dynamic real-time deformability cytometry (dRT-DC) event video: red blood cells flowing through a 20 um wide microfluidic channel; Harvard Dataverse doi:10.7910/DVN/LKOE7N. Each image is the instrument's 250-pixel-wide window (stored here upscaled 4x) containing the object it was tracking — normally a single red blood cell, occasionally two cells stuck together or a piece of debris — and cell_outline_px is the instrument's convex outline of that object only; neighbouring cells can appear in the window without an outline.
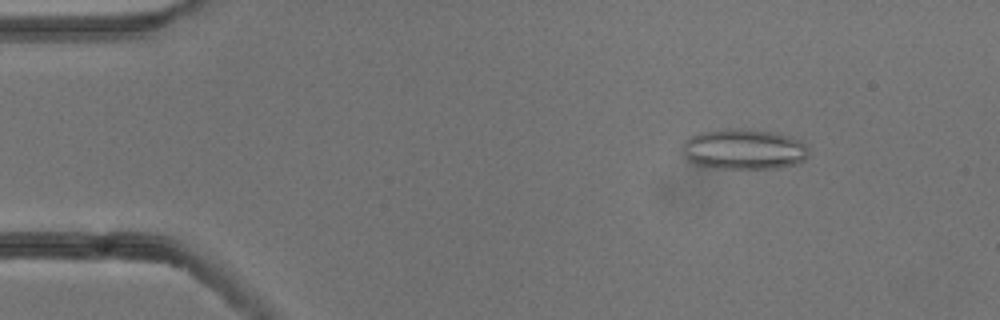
{"species": "common noctule bat (a hibernating species)", "species_latin": "Nyctalus noctula", "temperature_condition": "cold", "stored_images_in_passage": 53, "camera_frame_rate_fps": 3000, "um_per_image_px": 0.085, "animal": {"sex": "male", "body_mass_g": 13.3}, "frame": {"image": 1, "passage_image": 7, "time_ms": 2.0, "image_size_px": [1000, 320], "cell_outline_px": [[808, 156], [804, 160], [796, 164], [776, 168], [716, 168], [696, 164], [688, 160], [684, 152], [684, 140], [688, 136], [700, 132], [716, 128], [740, 128], [772, 132], [788, 136], [804, 144], [808, 148]], "centroid_in_image_um": [63.19, 12.67], "position_along_channel_um": 21.8, "area_um2": 29.82}}
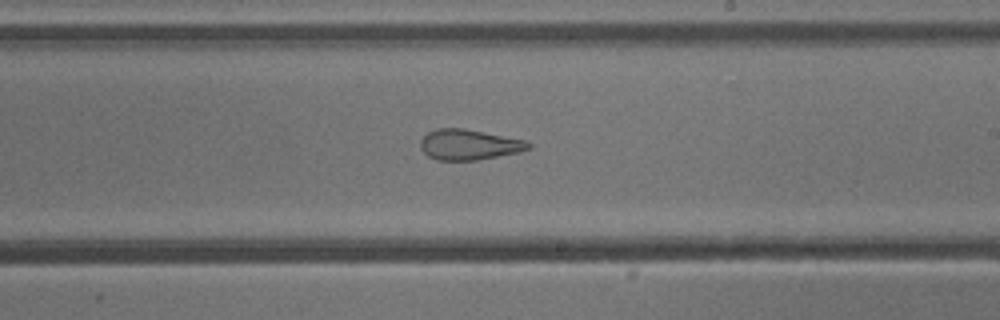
{"frame": {"image": 2, "passage_image": 31, "time_ms": 10.0, "image_size_px": [1000, 320], "cell_outline_px": [[532, 148], [520, 152], [476, 160], [436, 160], [428, 156], [420, 148], [420, 140], [428, 132], [436, 128], [464, 128], [528, 140], [532, 144]], "centroid_in_image_um": [39.9, 12.29], "position_along_channel_um": 249.1, "area_um2": 19.42}}
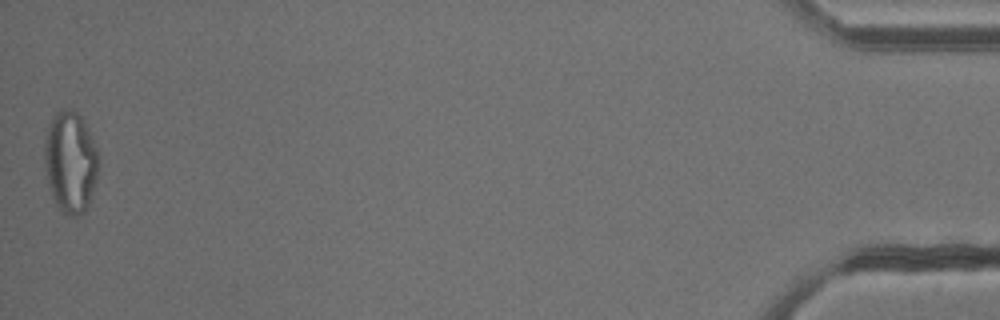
{"frame": {"image": 3, "passage_image": 53, "time_ms": 17.333, "image_size_px": [1000, 320], "cell_outline_px": [[96, 180], [88, 204], [84, 212], [76, 216], [64, 216], [60, 212], [52, 196], [48, 184], [44, 168], [44, 140], [48, 124], [52, 116], [56, 112], [68, 108], [72, 108], [84, 120], [96, 148]], "centroid_in_image_um": [5.93, 13.77], "position_along_channel_um": 429.3, "area_um2": 32.02}, "authors_computed_cell_mechanics": {"area_um2": 26.2412, "velocity_mm_per_s": 3.8233, "shape_relaxation_time_tau1_ms": null, "shape_relaxation_time_tau2_ms": 2.0122, "deformation_change_tau1": null, "deformation_change_tau2": 0.1088}}